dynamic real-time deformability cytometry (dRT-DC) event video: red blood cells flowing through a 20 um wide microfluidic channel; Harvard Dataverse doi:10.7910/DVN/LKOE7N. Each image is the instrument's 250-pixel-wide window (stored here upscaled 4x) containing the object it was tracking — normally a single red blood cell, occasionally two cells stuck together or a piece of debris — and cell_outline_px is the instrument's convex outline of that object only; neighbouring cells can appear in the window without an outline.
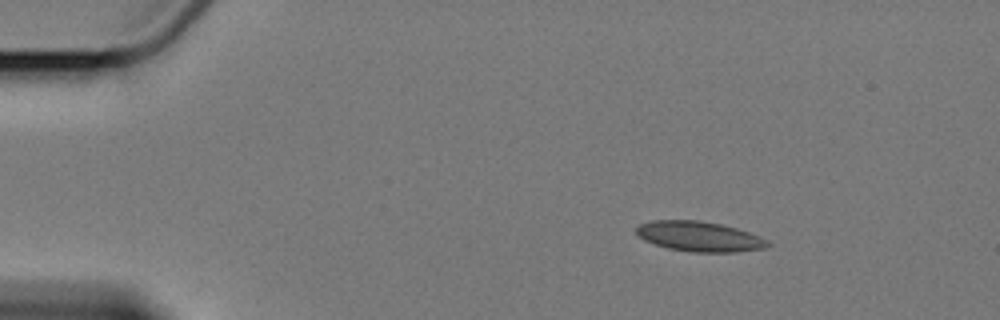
{"species": "Egyptian fruit bat (a non-hibernating species)", "species_latin": "Rousettus aegyptiacus", "temperature_condition": "cold", "stored_images_in_passage": 9, "camera_frame_rate_fps": 3000, "um_per_image_px": 0.085, "animal": {"sex": "female"}, "frame": {"image": 1, "passage_image": 1, "time_ms": 0.0, "image_size_px": [1000, 320], "cell_outline_px": [[772, 244], [764, 248], [736, 252], [692, 252], [668, 248], [644, 240], [636, 232], [636, 228], [640, 224], [652, 220], [700, 220], [720, 224], [736, 228], [748, 232]], "centroid_in_image_um": [59.41, 20.09], "position_along_channel_um": 25.6, "area_um2": 22.72}}
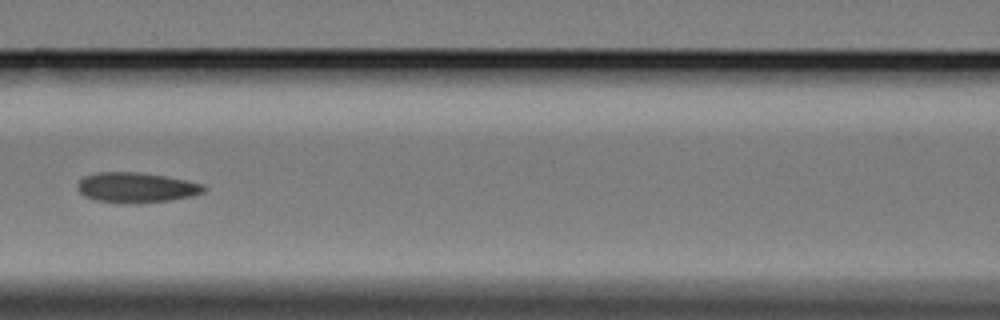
{"frame": {"image": 2, "passage_image": 6, "time_ms": 6.0, "image_size_px": [1000, 320], "cell_outline_px": [[208, 188], [204, 192], [188, 196], [168, 200], [136, 204], [96, 200], [84, 196], [76, 188], [80, 180], [84, 176], [96, 172], [140, 172], [164, 176], [204, 184]], "centroid_in_image_um": [11.56, 15.93], "position_along_channel_um": 155.0, "area_um2": 22.08}}
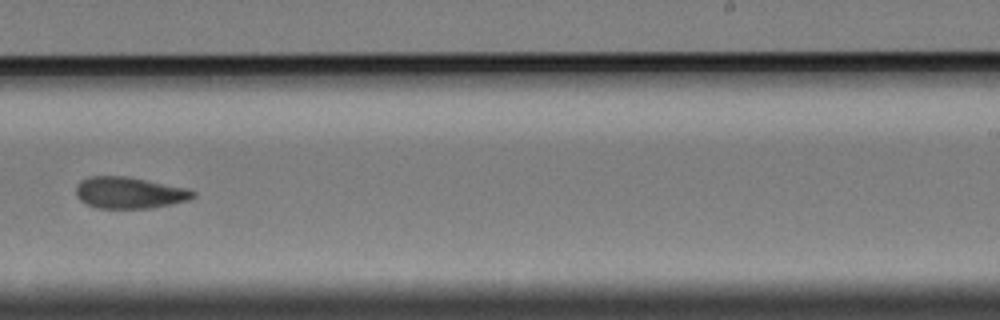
{"frame": {"image": 3, "passage_image": 9, "time_ms": 9.667, "image_size_px": [1000, 320], "cell_outline_px": [[196, 196], [188, 200], [172, 204], [148, 208], [100, 208], [88, 204], [80, 200], [76, 196], [76, 184], [80, 180], [88, 176], [124, 176], [188, 188], [196, 192]], "centroid_in_image_um": [10.99, 16.38], "position_along_channel_um": 278.0, "area_um2": 21.44}}